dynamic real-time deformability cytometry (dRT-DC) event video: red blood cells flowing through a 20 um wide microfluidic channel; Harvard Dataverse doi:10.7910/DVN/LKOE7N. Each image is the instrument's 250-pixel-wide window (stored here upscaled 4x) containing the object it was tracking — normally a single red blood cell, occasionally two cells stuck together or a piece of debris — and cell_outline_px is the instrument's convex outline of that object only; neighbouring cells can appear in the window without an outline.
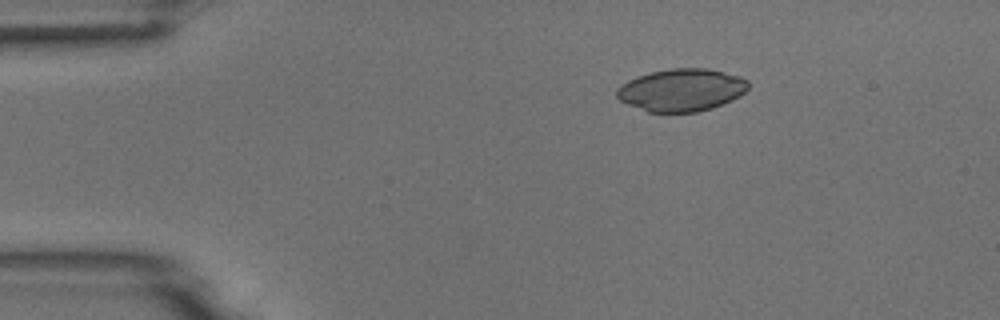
{"species": "common noctule bat (a hibernating species)", "species_latin": "Nyctalus noctula", "temperature_condition": "room temperature", "stored_images_in_passage": 5, "camera_frame_rate_fps": 3000, "um_per_image_px": 0.085, "animal": {"sex": "male", "body_mass_g": 18.8}, "frame": {"image": 1, "passage_image": 3, "time_ms": 2.333, "image_size_px": [1000, 320], "cell_outline_px": [[748, 88], [740, 96], [732, 100], [712, 108], [696, 112], [648, 112], [628, 104], [620, 100], [616, 96], [616, 88], [620, 84], [636, 76], [652, 72], [672, 68], [708, 68], [740, 76], [748, 80]], "centroid_in_image_um": [57.92, 7.64], "position_along_channel_um": 27.1, "area_um2": 32.66}}